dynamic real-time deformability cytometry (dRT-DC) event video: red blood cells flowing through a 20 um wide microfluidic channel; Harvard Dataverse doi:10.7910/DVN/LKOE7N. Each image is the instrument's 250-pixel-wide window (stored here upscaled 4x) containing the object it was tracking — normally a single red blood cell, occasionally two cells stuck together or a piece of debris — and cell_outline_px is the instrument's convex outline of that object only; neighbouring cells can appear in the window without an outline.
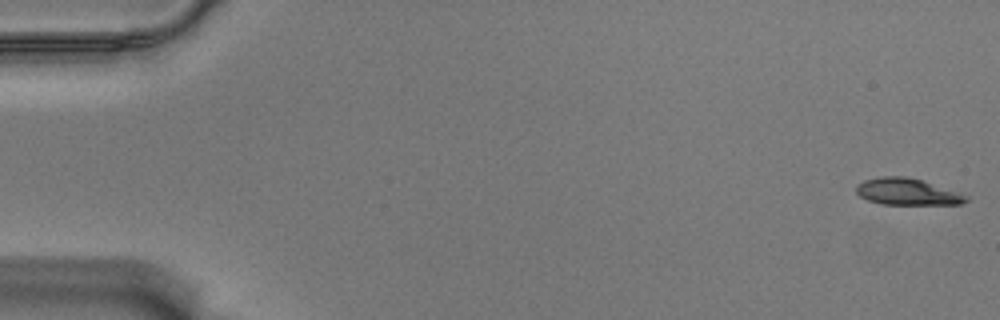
{"species": "Egyptian fruit bat (a non-hibernating species)", "species_latin": "Rousettus aegyptiacus", "temperature_condition": "warm", "stored_images_in_passage": 16, "camera_frame_rate_fps": 3000, "um_per_image_px": 0.085, "animal": {"sex": "male"}, "frame": {"image": 1, "passage_image": 1, "time_ms": 0.0, "image_size_px": [1000, 320], "cell_outline_px": [[972, 196], [968, 200], [960, 204], [880, 204], [868, 200], [860, 196], [856, 192], [856, 184], [864, 180], [880, 176], [908, 176], [960, 192]], "centroid_in_image_um": [77.13, 16.29], "position_along_channel_um": 7.9, "area_um2": 17.22}}
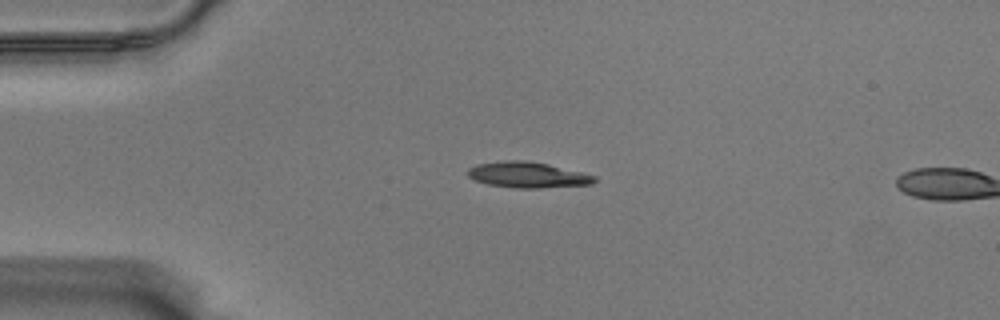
{"frame": {"image": 2, "passage_image": 14, "time_ms": 4.333, "image_size_px": [1000, 320], "cell_outline_px": [[596, 180], [592, 184], [540, 188], [516, 188], [488, 184], [476, 180], [468, 176], [468, 168], [476, 164], [504, 160], [524, 160], [548, 164], [584, 172], [596, 176]], "centroid_in_image_um": [44.87, 14.85], "position_along_channel_um": 40.1, "area_um2": 19.07}}